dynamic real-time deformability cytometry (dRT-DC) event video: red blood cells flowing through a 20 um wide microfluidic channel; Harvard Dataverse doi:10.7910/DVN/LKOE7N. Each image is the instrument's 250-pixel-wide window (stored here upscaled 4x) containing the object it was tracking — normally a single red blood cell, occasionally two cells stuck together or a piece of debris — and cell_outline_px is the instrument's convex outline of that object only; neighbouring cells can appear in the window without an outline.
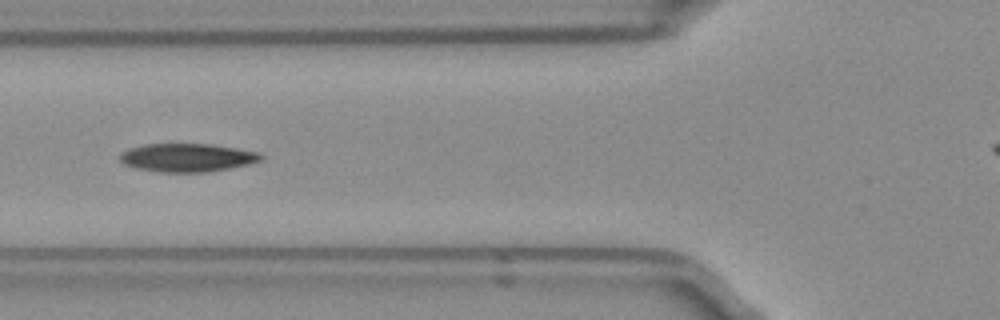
{"species": "Egyptian fruit bat (a non-hibernating species)", "species_latin": "Rousettus aegyptiacus", "temperature_condition": "room temperature", "stored_images_in_passage": 21, "camera_frame_rate_fps": 3000, "um_per_image_px": 0.085, "frame": {"image": 1, "passage_image": 4, "time_ms": 1.0, "image_size_px": [1000, 320], "cell_outline_px": [[264, 156], [260, 160], [248, 164], [228, 168], [204, 172], [160, 172], [136, 168], [124, 164], [120, 160], [120, 156], [124, 152], [132, 148], [144, 144], [212, 144], [236, 148], [256, 152]], "centroid_in_image_um": [15.91, 13.39], "position_along_channel_um": 109.9, "area_um2": 22.89}}
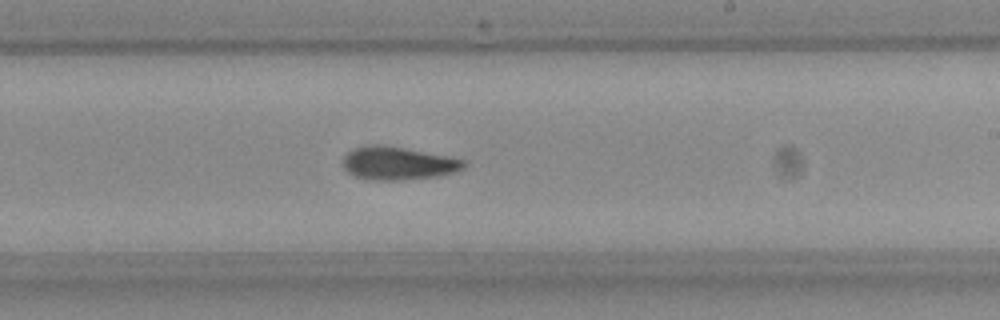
{"frame": {"image": 2, "passage_image": 15, "time_ms": 4.667, "image_size_px": [1000, 320], "cell_outline_px": [[468, 164], [464, 168], [456, 172], [436, 176], [404, 180], [372, 180], [356, 176], [348, 172], [344, 168], [344, 156], [352, 148], [368, 144], [380, 144], [404, 148], [448, 156], [468, 160]], "centroid_in_image_um": [33.86, 13.87], "position_along_channel_um": 255.1, "area_um2": 23.47}}
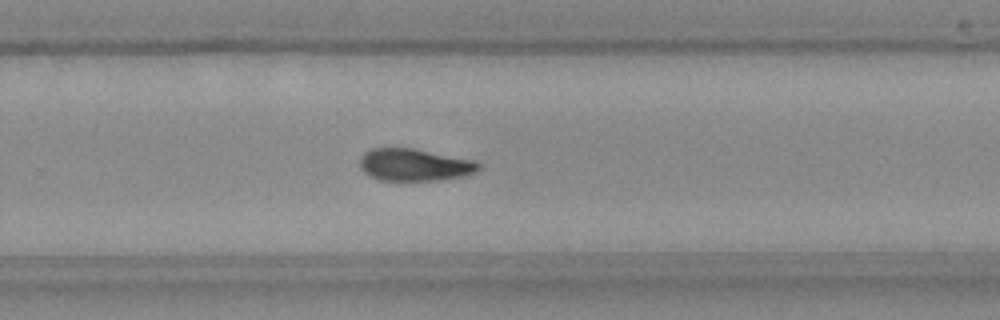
{"frame": {"image": 3, "passage_image": 18, "time_ms": 5.667, "image_size_px": [1000, 320], "cell_outline_px": [[480, 168], [476, 172], [460, 176], [436, 180], [380, 180], [368, 176], [360, 168], [360, 156], [364, 152], [372, 148], [412, 148], [476, 160], [480, 164]], "centroid_in_image_um": [35.2, 14.0], "position_along_channel_um": 294.6, "area_um2": 22.31}}